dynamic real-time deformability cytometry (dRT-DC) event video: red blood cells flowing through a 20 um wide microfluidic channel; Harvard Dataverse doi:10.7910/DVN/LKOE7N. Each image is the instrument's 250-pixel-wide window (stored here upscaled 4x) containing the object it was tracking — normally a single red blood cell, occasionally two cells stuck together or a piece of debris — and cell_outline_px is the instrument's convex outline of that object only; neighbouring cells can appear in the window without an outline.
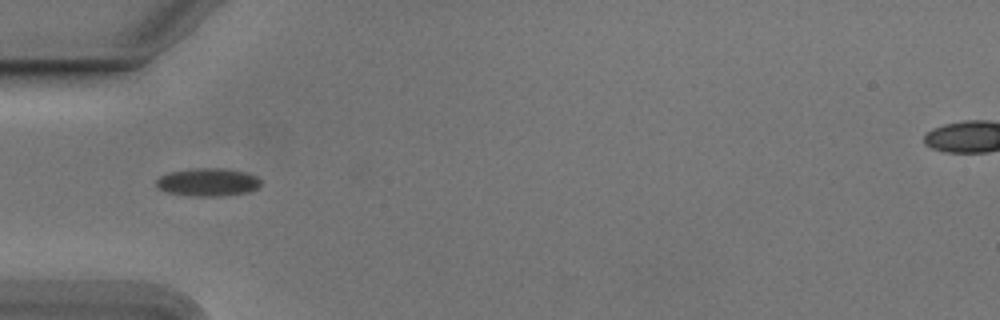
{"species": "Egyptian fruit bat (a non-hibernating species)", "species_latin": "Rousettus aegyptiacus", "temperature_condition": "cold", "stored_images_in_passage": 40, "camera_frame_rate_fps": 3000, "um_per_image_px": 0.085, "animal": {"sex": "male"}, "frame": {"image": 1, "passage_image": 3, "time_ms": 0.667, "image_size_px": [1000, 320], "cell_outline_px": [[260, 188], [248, 192], [220, 196], [188, 196], [164, 192], [156, 188], [156, 180], [160, 176], [168, 172], [192, 168], [224, 168], [244, 172], [256, 176], [260, 180]], "centroid_in_image_um": [17.62, 15.49], "position_along_channel_um": 67.4, "area_um2": 17.34}}
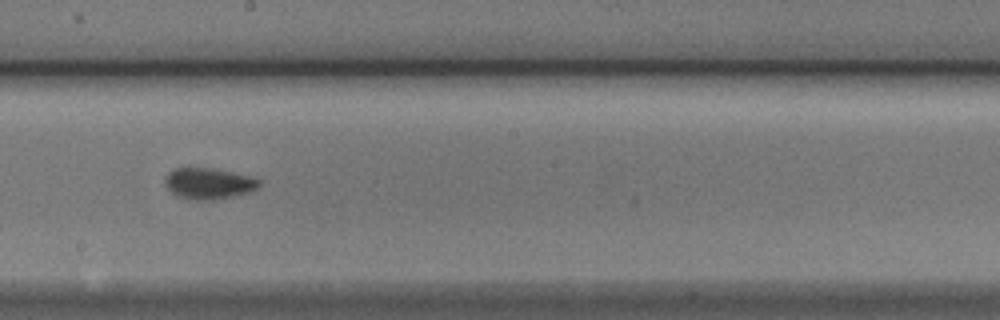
{"frame": {"image": 2, "passage_image": 16, "time_ms": 5.0, "image_size_px": [1000, 320], "cell_outline_px": [[260, 184], [256, 188], [248, 192], [216, 200], [196, 200], [176, 196], [168, 188], [164, 180], [164, 176], [168, 172], [176, 168], [208, 168], [228, 172], [260, 180]], "centroid_in_image_um": [17.66, 15.61], "position_along_channel_um": 230.5, "area_um2": 16.65}}
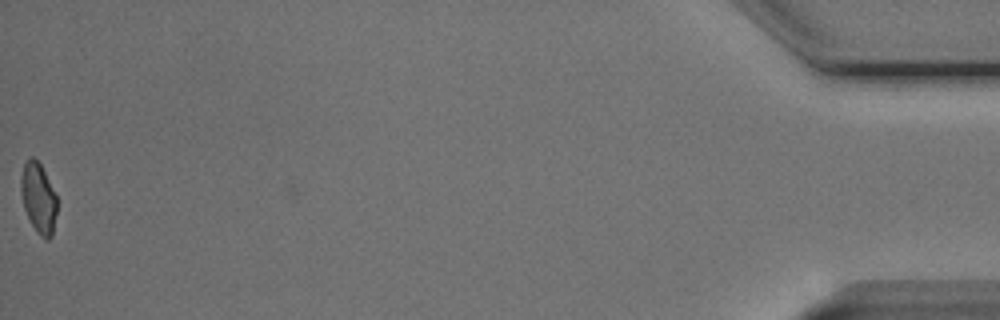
{"frame": {"image": 3, "passage_image": 40, "time_ms": 13.0, "image_size_px": [1000, 320], "cell_outline_px": [[56, 212], [52, 236], [48, 240], [44, 240], [36, 232], [24, 208], [20, 188], [20, 180], [24, 164], [32, 156], [40, 164], [56, 196]], "centroid_in_image_um": [3.26, 16.87], "position_along_channel_um": 431.9, "area_um2": 14.45}, "authors_computed_cell_mechanics": {"area_um2": 16.0106, "velocity_mm_per_s": 3.777, "shape_relaxation_time_tau1_ms": 2.084, "shape_relaxation_time_tau2_ms": 2.0433, "deformation_change_tau1": 0.0912, "deformation_change_tau2": 0.0716}}